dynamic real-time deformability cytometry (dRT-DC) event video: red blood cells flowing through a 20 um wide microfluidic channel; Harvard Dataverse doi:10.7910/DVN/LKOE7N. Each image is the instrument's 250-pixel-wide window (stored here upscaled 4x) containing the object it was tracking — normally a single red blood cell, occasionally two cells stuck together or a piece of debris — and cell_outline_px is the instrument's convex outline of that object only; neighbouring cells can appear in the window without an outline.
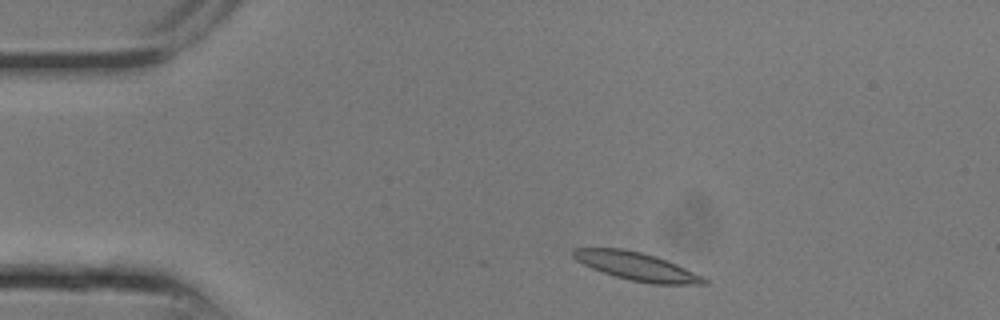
{"species": "common noctule bat (a hibernating species)", "species_latin": "Nyctalus noctula", "temperature_condition": "room temperature", "stored_images_in_passage": 23, "segment_of_instrument_passage": [1, 2], "camera_frame_rate_fps": 3000, "um_per_image_px": 0.085, "animal": {"sex": "male", "body_mass_g": 13.3}, "frame": {"image": 1, "passage_image": 2, "time_ms": 0.333, "image_size_px": [1000, 320], "cell_outline_px": [[708, 284], [652, 284], [632, 280], [616, 276], [592, 268], [576, 260], [572, 256], [572, 248], [624, 248], [656, 256], [676, 264], [704, 276], [708, 280]], "centroid_in_image_um": [54.13, 22.63], "position_along_channel_um": 30.9, "area_um2": 21.27}}
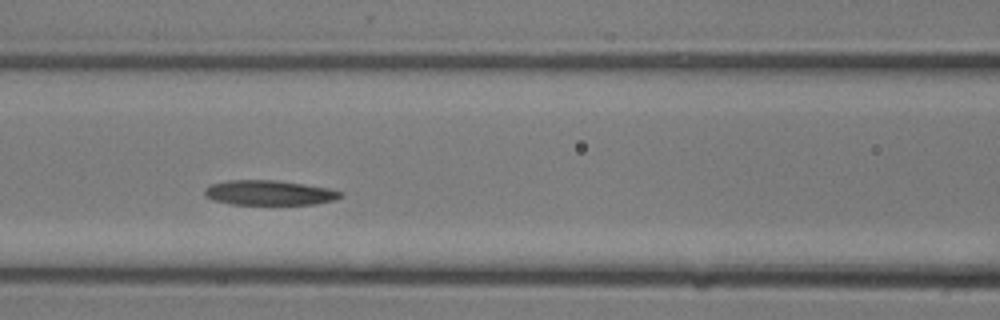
{"frame": {"image": 2, "passage_image": 8, "time_ms": 2.333, "image_size_px": [1000, 320], "cell_outline_px": [[344, 196], [332, 200], [316, 204], [232, 204], [212, 200], [204, 196], [204, 188], [212, 184], [228, 180], [276, 180], [304, 184], [328, 188], [344, 192]], "centroid_in_image_um": [22.87, 16.38], "position_along_channel_um": 143.7, "area_um2": 19.71}}
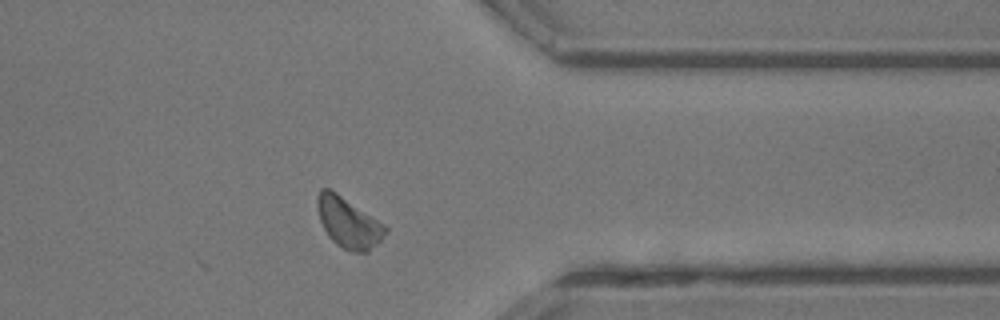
{"frame": {"image": 3, "passage_image": 17, "time_ms": 5.333, "image_size_px": [1000, 320], "cell_outline_px": [[388, 232], [368, 252], [352, 252], [336, 244], [328, 236], [320, 220], [316, 204], [316, 200], [320, 188], [328, 188], [336, 192], [384, 224], [388, 228]], "centroid_in_image_um": [29.61, 18.92], "position_along_channel_um": 381.8, "area_um2": 19.83}}